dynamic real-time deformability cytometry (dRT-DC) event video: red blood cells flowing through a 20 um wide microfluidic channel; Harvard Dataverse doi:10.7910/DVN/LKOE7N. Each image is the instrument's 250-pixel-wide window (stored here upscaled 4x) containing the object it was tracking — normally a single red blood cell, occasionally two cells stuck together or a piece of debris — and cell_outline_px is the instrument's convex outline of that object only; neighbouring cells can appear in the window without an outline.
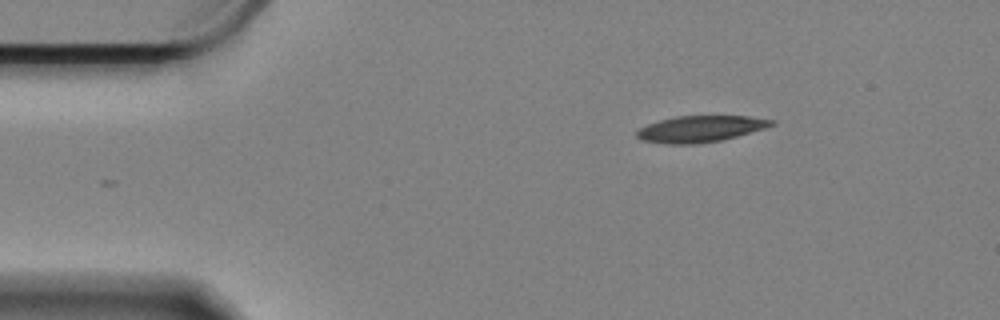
{"species": "Egyptian fruit bat (a non-hibernating species)", "species_latin": "Rousettus aegyptiacus", "temperature_condition": "cold", "stored_images_in_passage": 8, "camera_frame_rate_fps": 3000, "um_per_image_px": 0.085, "animal": {"sex": "female"}, "frame": {"image": 1, "passage_image": 1, "time_ms": 0.0, "image_size_px": [1000, 320], "cell_outline_px": [[776, 124], [764, 128], [736, 136], [720, 140], [696, 144], [668, 144], [644, 140], [636, 136], [636, 132], [640, 128], [648, 124], [660, 120], [676, 116], [748, 116], [776, 120]], "centroid_in_image_um": [59.55, 10.95], "position_along_channel_um": 25.5, "area_um2": 20.46}}